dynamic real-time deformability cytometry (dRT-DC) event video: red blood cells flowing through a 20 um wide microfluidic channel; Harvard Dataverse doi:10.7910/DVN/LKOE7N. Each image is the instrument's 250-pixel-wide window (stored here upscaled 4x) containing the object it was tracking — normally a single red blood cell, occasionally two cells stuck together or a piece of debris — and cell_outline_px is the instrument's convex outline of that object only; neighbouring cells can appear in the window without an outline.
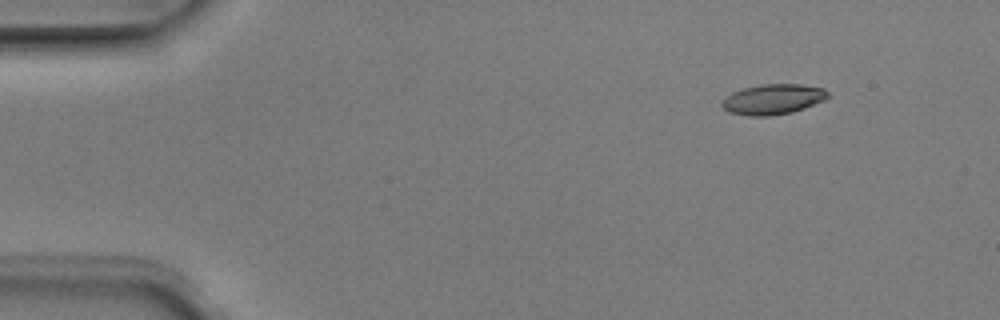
{"species": "Egyptian fruit bat (a non-hibernating species)", "species_latin": "Rousettus aegyptiacus", "temperature_condition": "room temperature", "stored_images_in_passage": 3, "camera_frame_rate_fps": 3000, "um_per_image_px": 0.085, "animal": {"sex": "male"}, "frame": {"image": 1, "passage_image": 1, "time_ms": 0.0, "image_size_px": [1000, 320], "cell_outline_px": [[828, 96], [824, 100], [804, 108], [792, 112], [768, 116], [748, 116], [728, 112], [720, 104], [732, 92], [744, 88], [760, 84], [800, 84], [824, 88], [828, 92]], "centroid_in_image_um": [65.7, 8.44], "position_along_channel_um": 19.3, "area_um2": 18.61}}